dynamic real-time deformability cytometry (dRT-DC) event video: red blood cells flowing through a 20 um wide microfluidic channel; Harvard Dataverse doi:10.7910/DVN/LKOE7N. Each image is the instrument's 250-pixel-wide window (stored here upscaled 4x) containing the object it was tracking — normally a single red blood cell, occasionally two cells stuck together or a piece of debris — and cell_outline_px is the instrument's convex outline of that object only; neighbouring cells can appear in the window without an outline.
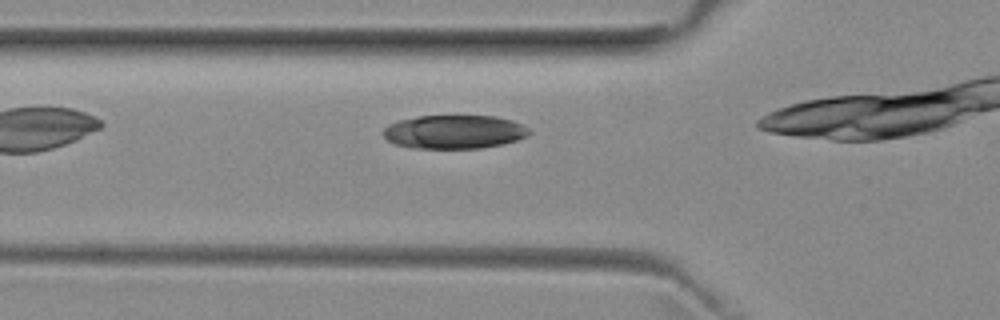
{"species": "common noctule bat (a hibernating species)", "species_latin": "Nyctalus noctula", "temperature_condition": "room temperature", "stored_images_in_passage": 28, "camera_frame_rate_fps": 3000, "um_per_image_px": 0.085, "animal": {"sex": "female", "body_mass_g": 29.2, "forearm_length_mm": 56.3}, "frame": {"image": 1, "passage_image": 4, "time_ms": 1.0, "image_size_px": [1000, 320], "cell_outline_px": [[532, 132], [528, 136], [516, 140], [500, 144], [480, 148], [412, 148], [396, 144], [388, 140], [380, 132], [388, 124], [396, 120], [420, 116], [496, 116], [512, 120], [528, 128]], "centroid_in_image_um": [38.58, 11.2], "position_along_channel_um": 87.2, "area_um2": 28.67}}
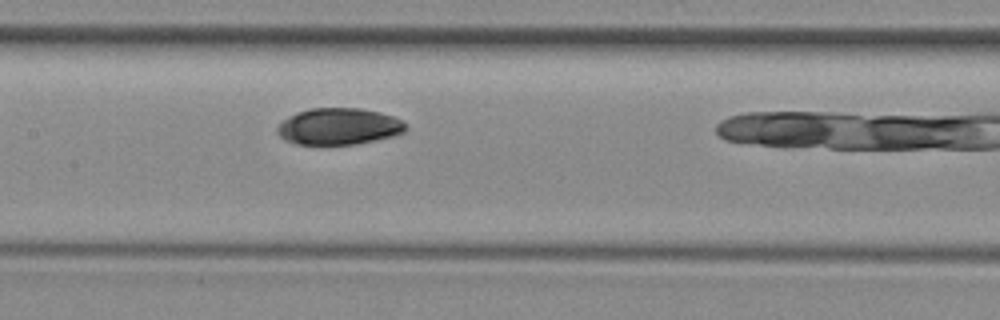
{"frame": {"image": 2, "passage_image": 11, "time_ms": 3.333, "image_size_px": [1000, 320], "cell_outline_px": [[408, 128], [404, 132], [392, 136], [356, 144], [296, 144], [284, 140], [276, 132], [276, 128], [288, 116], [296, 112], [312, 108], [360, 108], [380, 112], [392, 116], [408, 124]], "centroid_in_image_um": [28.79, 10.74], "position_along_channel_um": 178.6, "area_um2": 27.4}}
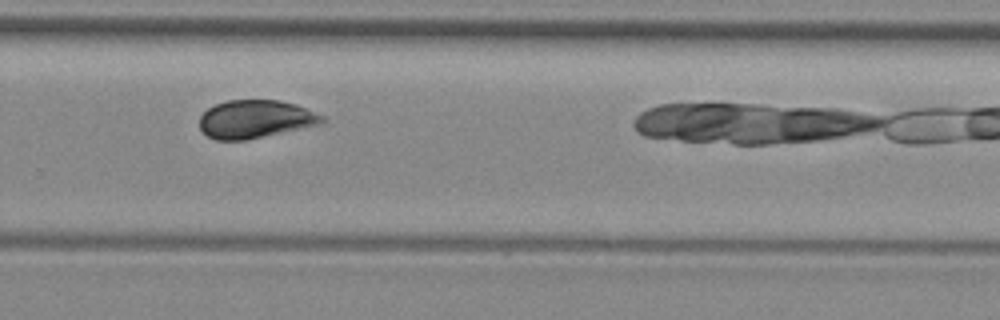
{"frame": {"image": 3, "passage_image": 21, "time_ms": 6.667, "image_size_px": [1000, 320], "cell_outline_px": [[328, 120], [324, 124], [244, 140], [216, 140], [208, 136], [200, 128], [200, 116], [208, 108], [216, 104], [228, 100], [280, 100], [296, 104], [324, 116]], "centroid_in_image_um": [21.75, 10.12], "position_along_channel_um": 308.1, "area_um2": 27.28}}